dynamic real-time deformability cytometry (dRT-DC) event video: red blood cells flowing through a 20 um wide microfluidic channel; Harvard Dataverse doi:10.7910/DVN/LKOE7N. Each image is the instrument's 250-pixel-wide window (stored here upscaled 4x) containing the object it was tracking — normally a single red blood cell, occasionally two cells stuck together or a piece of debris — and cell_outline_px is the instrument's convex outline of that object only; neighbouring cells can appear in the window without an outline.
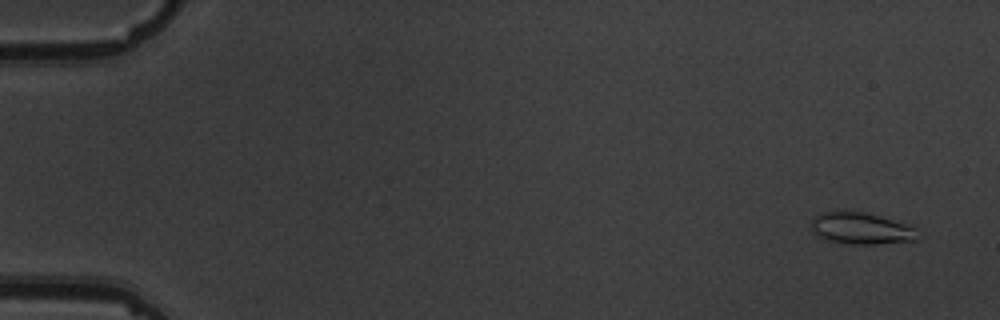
{"species": "common noctule bat (a hibernating species)", "species_latin": "Nyctalus noctula", "temperature_condition": "warm", "stored_images_in_passage": 5, "camera_frame_rate_fps": 3000, "um_per_image_px": 0.085, "animal": {"sex": "male", "body_mass_g": 19.5, "forearm_length_mm": 54.6}, "frame": {"image": 1, "passage_image": 1, "time_ms": 0.0, "image_size_px": [1000, 320], "cell_outline_px": [[924, 232], [916, 240], [876, 244], [856, 244], [828, 240], [816, 236], [812, 232], [812, 220], [820, 212], [864, 212], [912, 224]], "centroid_in_image_um": [73.32, 19.42], "position_along_channel_um": 11.7, "area_um2": 19.94}}